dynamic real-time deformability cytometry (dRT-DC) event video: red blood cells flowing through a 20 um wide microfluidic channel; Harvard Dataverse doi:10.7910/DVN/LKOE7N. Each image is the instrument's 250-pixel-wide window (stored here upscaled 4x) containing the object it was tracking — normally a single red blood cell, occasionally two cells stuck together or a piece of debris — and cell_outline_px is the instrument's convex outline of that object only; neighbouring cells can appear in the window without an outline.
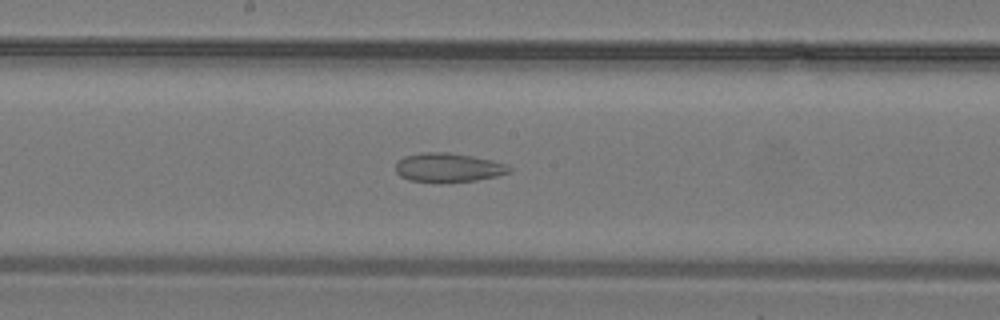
{"species": "common noctule bat (a hibernating species)", "species_latin": "Nyctalus noctula", "temperature_condition": "warm", "stored_images_in_passage": 31, "camera_frame_rate_fps": 3000, "um_per_image_px": 0.085, "animal": {"sex": "male", "body_mass_g": 19.2, "forearm_length_mm": 51.8}, "frame": {"image": 1, "passage_image": 17, "time_ms": 5.333, "image_size_px": [1000, 320], "cell_outline_px": [[512, 172], [496, 176], [476, 180], [440, 184], [408, 180], [400, 176], [396, 172], [396, 160], [404, 156], [424, 152], [448, 152], [472, 156], [492, 160], [508, 164], [512, 168]], "centroid_in_image_um": [38.09, 14.26], "position_along_channel_um": 210.1, "area_um2": 19.77}}
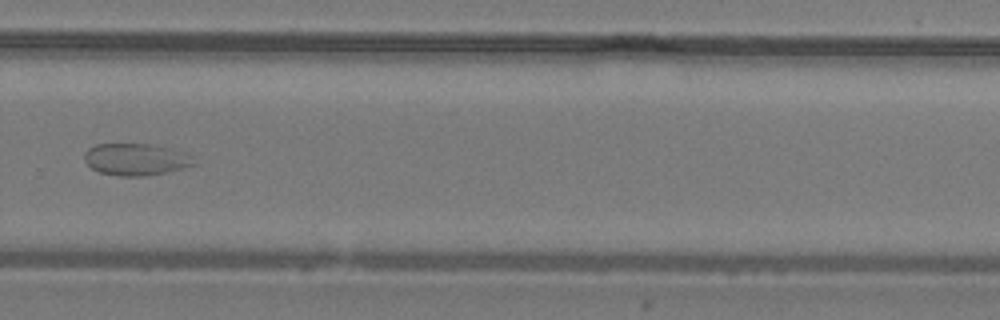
{"frame": {"image": 2, "passage_image": 22, "time_ms": 7.0, "image_size_px": [1000, 320], "cell_outline_px": [[196, 164], [168, 172], [148, 176], [120, 176], [100, 172], [92, 168], [84, 160], [84, 152], [88, 148], [96, 144], [152, 144], [172, 148], [184, 152]], "centroid_in_image_um": [11.52, 13.54], "position_along_channel_um": 318.3, "area_um2": 20.35}}
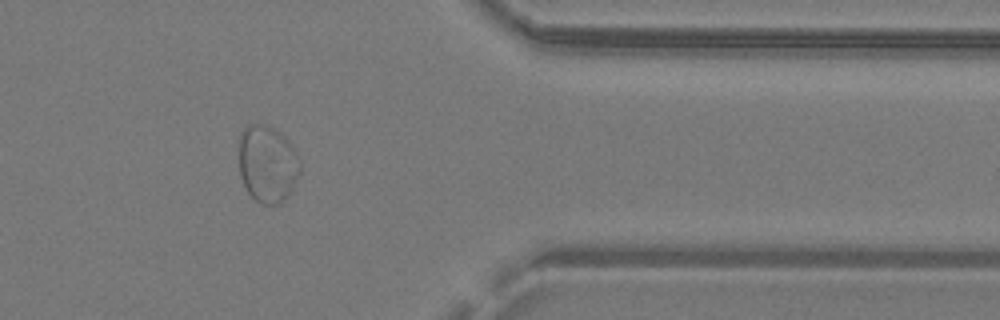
{"frame": {"image": 3, "passage_image": 26, "time_ms": 8.333, "image_size_px": [1000, 320], "cell_outline_px": [[300, 172], [288, 196], [280, 204], [264, 204], [256, 200], [248, 192], [240, 176], [240, 132], [248, 124], [268, 124], [284, 136], [292, 144], [300, 160]], "centroid_in_image_um": [22.75, 13.91], "position_along_channel_um": 388.7, "area_um2": 27.51}}